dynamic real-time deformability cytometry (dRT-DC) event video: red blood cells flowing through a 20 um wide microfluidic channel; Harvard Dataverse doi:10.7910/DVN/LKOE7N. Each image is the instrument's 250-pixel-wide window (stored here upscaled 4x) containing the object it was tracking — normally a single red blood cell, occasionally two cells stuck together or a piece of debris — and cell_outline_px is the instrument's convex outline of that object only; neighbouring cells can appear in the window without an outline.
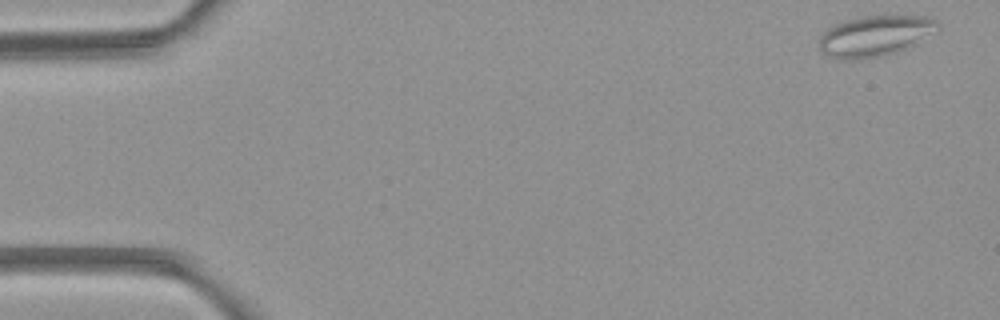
{"species": "common noctule bat (a hibernating species)", "species_latin": "Nyctalus noctula", "temperature_condition": "room temperature", "stored_images_in_passage": 6, "camera_frame_rate_fps": 3000, "um_per_image_px": 0.085, "animal": {"sex": "female", "body_mass_g": 21.9}, "frame": {"image": 1, "passage_image": 1, "time_ms": 0.0, "image_size_px": [1000, 320], "cell_outline_px": [[940, 28], [904, 48], [896, 52], [876, 56], [852, 60], [844, 60], [828, 56], [820, 52], [820, 36], [828, 28], [844, 20], [864, 16], [924, 16], [936, 20], [940, 24]], "centroid_in_image_um": [74.32, 3.04], "position_along_channel_um": 10.7, "area_um2": 27.57}}